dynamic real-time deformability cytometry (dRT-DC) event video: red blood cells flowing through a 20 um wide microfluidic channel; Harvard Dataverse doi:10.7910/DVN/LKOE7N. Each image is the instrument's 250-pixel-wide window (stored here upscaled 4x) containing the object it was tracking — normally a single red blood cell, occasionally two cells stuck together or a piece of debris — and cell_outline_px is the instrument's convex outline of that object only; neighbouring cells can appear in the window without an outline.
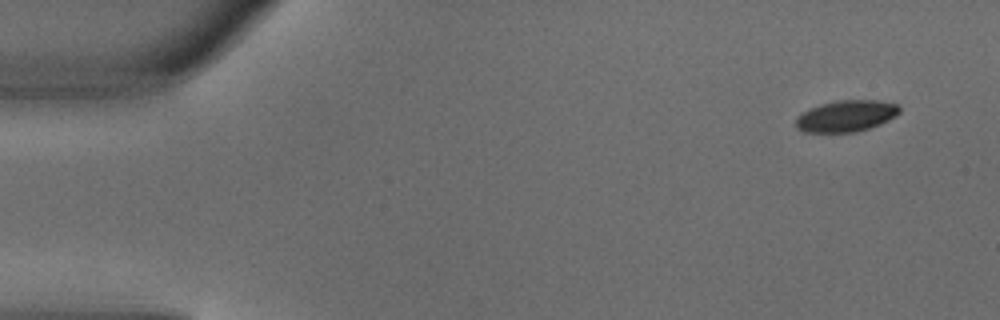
{"species": "common noctule bat (a hibernating species)", "species_latin": "Nyctalus noctula", "temperature_condition": "warm", "stored_images_in_passage": 3, "camera_frame_rate_fps": 3000, "um_per_image_px": 0.085, "animal": {"sex": "male", "body_mass_g": 18.8}, "frame": {"image": 1, "passage_image": 1, "time_ms": 0.0, "image_size_px": [1000, 320], "cell_outline_px": [[900, 112], [896, 116], [880, 124], [856, 132], [804, 132], [796, 128], [796, 116], [800, 112], [820, 104], [836, 100], [876, 100], [900, 104]], "centroid_in_image_um": [71.91, 9.85], "position_along_channel_um": 13.1, "area_um2": 19.19}}
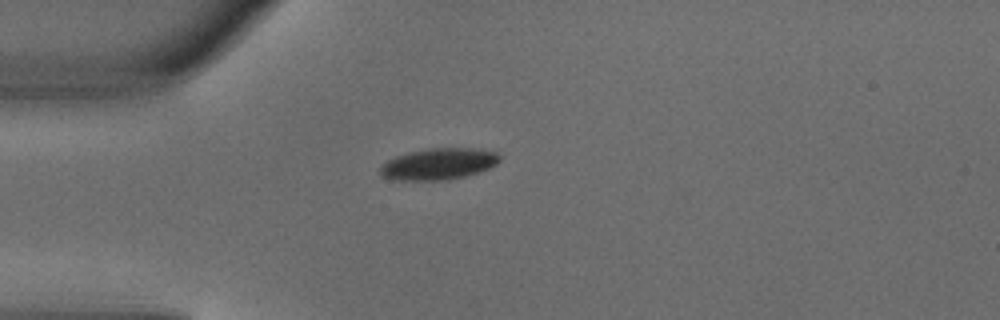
{"frame": {"image": 2, "passage_image": 3, "time_ms": 0.667, "image_size_px": [1000, 320], "cell_outline_px": [[500, 160], [496, 164], [488, 168], [464, 176], [448, 180], [396, 180], [380, 176], [380, 168], [388, 160], [396, 156], [408, 152], [428, 148], [480, 148], [496, 152], [500, 156]], "centroid_in_image_um": [37.28, 13.93], "position_along_channel_um": 47.7, "area_um2": 21.85}}